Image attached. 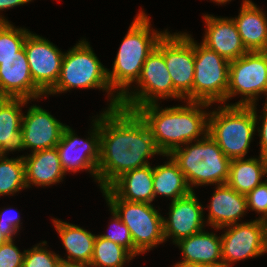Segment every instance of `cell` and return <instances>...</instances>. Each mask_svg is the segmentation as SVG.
<instances>
[{"label": "cell", "instance_id": "6da1fadb", "mask_svg": "<svg viewBox=\"0 0 267 267\" xmlns=\"http://www.w3.org/2000/svg\"><path fill=\"white\" fill-rule=\"evenodd\" d=\"M162 155L141 117L122 107L100 113V160L97 182L107 188L123 173L144 167L155 155Z\"/></svg>", "mask_w": 267, "mask_h": 267}, {"label": "cell", "instance_id": "7a4b0ae2", "mask_svg": "<svg viewBox=\"0 0 267 267\" xmlns=\"http://www.w3.org/2000/svg\"><path fill=\"white\" fill-rule=\"evenodd\" d=\"M186 104L160 107V103L138 107L135 112L145 122L162 155L208 134V109L212 104L185 101Z\"/></svg>", "mask_w": 267, "mask_h": 267}, {"label": "cell", "instance_id": "3957f363", "mask_svg": "<svg viewBox=\"0 0 267 267\" xmlns=\"http://www.w3.org/2000/svg\"><path fill=\"white\" fill-rule=\"evenodd\" d=\"M150 22L143 9L136 14L121 42L112 70L107 68L109 85L120 98L137 82L147 56L168 31L155 30Z\"/></svg>", "mask_w": 267, "mask_h": 267}, {"label": "cell", "instance_id": "277c9868", "mask_svg": "<svg viewBox=\"0 0 267 267\" xmlns=\"http://www.w3.org/2000/svg\"><path fill=\"white\" fill-rule=\"evenodd\" d=\"M75 88L99 89L107 92V110L120 105V97L111 89L107 68L100 62L89 42L84 38L64 53L61 72L55 86L45 95L65 93Z\"/></svg>", "mask_w": 267, "mask_h": 267}, {"label": "cell", "instance_id": "5b68a950", "mask_svg": "<svg viewBox=\"0 0 267 267\" xmlns=\"http://www.w3.org/2000/svg\"><path fill=\"white\" fill-rule=\"evenodd\" d=\"M185 175L192 191L198 186L226 184L231 160L207 134L169 154Z\"/></svg>", "mask_w": 267, "mask_h": 267}, {"label": "cell", "instance_id": "8992f818", "mask_svg": "<svg viewBox=\"0 0 267 267\" xmlns=\"http://www.w3.org/2000/svg\"><path fill=\"white\" fill-rule=\"evenodd\" d=\"M251 106H218L209 113L208 135L230 159L245 158L256 133Z\"/></svg>", "mask_w": 267, "mask_h": 267}, {"label": "cell", "instance_id": "52a82bcc", "mask_svg": "<svg viewBox=\"0 0 267 267\" xmlns=\"http://www.w3.org/2000/svg\"><path fill=\"white\" fill-rule=\"evenodd\" d=\"M135 84L137 86H134L133 90L130 88L120 98L119 107L135 111L138 107L158 103V100L160 101L161 99L184 100L174 89L172 78L166 67L164 60V35L147 56L141 75Z\"/></svg>", "mask_w": 267, "mask_h": 267}, {"label": "cell", "instance_id": "ba28073f", "mask_svg": "<svg viewBox=\"0 0 267 267\" xmlns=\"http://www.w3.org/2000/svg\"><path fill=\"white\" fill-rule=\"evenodd\" d=\"M101 191L108 207L128 227L134 247L141 254L165 243L163 216L159 213V210L155 209L153 204L122 200L108 188Z\"/></svg>", "mask_w": 267, "mask_h": 267}, {"label": "cell", "instance_id": "9c48e42d", "mask_svg": "<svg viewBox=\"0 0 267 267\" xmlns=\"http://www.w3.org/2000/svg\"><path fill=\"white\" fill-rule=\"evenodd\" d=\"M267 101V51L247 52L229 64L226 102L240 95V100L230 106L257 105L259 95Z\"/></svg>", "mask_w": 267, "mask_h": 267}, {"label": "cell", "instance_id": "30bf717a", "mask_svg": "<svg viewBox=\"0 0 267 267\" xmlns=\"http://www.w3.org/2000/svg\"><path fill=\"white\" fill-rule=\"evenodd\" d=\"M230 62L195 40L192 101L226 103Z\"/></svg>", "mask_w": 267, "mask_h": 267}, {"label": "cell", "instance_id": "8fae6325", "mask_svg": "<svg viewBox=\"0 0 267 267\" xmlns=\"http://www.w3.org/2000/svg\"><path fill=\"white\" fill-rule=\"evenodd\" d=\"M94 116L88 138L82 139L68 125L56 149L65 174L87 171L97 182V168L100 160V114Z\"/></svg>", "mask_w": 267, "mask_h": 267}, {"label": "cell", "instance_id": "7c38bea8", "mask_svg": "<svg viewBox=\"0 0 267 267\" xmlns=\"http://www.w3.org/2000/svg\"><path fill=\"white\" fill-rule=\"evenodd\" d=\"M213 229L217 231L222 229L225 232L221 234L223 267H232L237 261L256 258L267 253V233L263 220L256 218L249 222Z\"/></svg>", "mask_w": 267, "mask_h": 267}, {"label": "cell", "instance_id": "4fadbf2b", "mask_svg": "<svg viewBox=\"0 0 267 267\" xmlns=\"http://www.w3.org/2000/svg\"><path fill=\"white\" fill-rule=\"evenodd\" d=\"M164 60L174 89L185 101H192L195 41L187 32L164 34Z\"/></svg>", "mask_w": 267, "mask_h": 267}, {"label": "cell", "instance_id": "5bb4252c", "mask_svg": "<svg viewBox=\"0 0 267 267\" xmlns=\"http://www.w3.org/2000/svg\"><path fill=\"white\" fill-rule=\"evenodd\" d=\"M24 50L33 82L46 95L59 79L64 52L33 32L27 35Z\"/></svg>", "mask_w": 267, "mask_h": 267}, {"label": "cell", "instance_id": "9a60e30c", "mask_svg": "<svg viewBox=\"0 0 267 267\" xmlns=\"http://www.w3.org/2000/svg\"><path fill=\"white\" fill-rule=\"evenodd\" d=\"M204 206L196 197L195 191L185 197L172 201L167 217H163L164 239H172L175 245L182 239L194 235L207 226L205 225Z\"/></svg>", "mask_w": 267, "mask_h": 267}, {"label": "cell", "instance_id": "2e32d148", "mask_svg": "<svg viewBox=\"0 0 267 267\" xmlns=\"http://www.w3.org/2000/svg\"><path fill=\"white\" fill-rule=\"evenodd\" d=\"M66 126L47 110L38 105H31L22 118L21 130L25 150L30 149L33 153L56 147Z\"/></svg>", "mask_w": 267, "mask_h": 267}, {"label": "cell", "instance_id": "e0dca14e", "mask_svg": "<svg viewBox=\"0 0 267 267\" xmlns=\"http://www.w3.org/2000/svg\"><path fill=\"white\" fill-rule=\"evenodd\" d=\"M0 94L36 101L45 94L34 84L24 47L0 63ZM34 99V100H33Z\"/></svg>", "mask_w": 267, "mask_h": 267}, {"label": "cell", "instance_id": "ac0fdd59", "mask_svg": "<svg viewBox=\"0 0 267 267\" xmlns=\"http://www.w3.org/2000/svg\"><path fill=\"white\" fill-rule=\"evenodd\" d=\"M203 17L206 24L205 34L201 41L203 45L216 51L229 62L248 52L231 17L222 18L208 14H204Z\"/></svg>", "mask_w": 267, "mask_h": 267}, {"label": "cell", "instance_id": "d6986e66", "mask_svg": "<svg viewBox=\"0 0 267 267\" xmlns=\"http://www.w3.org/2000/svg\"><path fill=\"white\" fill-rule=\"evenodd\" d=\"M207 207V226L220 229L241 222L248 212L246 195L240 194L227 184L216 185Z\"/></svg>", "mask_w": 267, "mask_h": 267}, {"label": "cell", "instance_id": "ffe728a7", "mask_svg": "<svg viewBox=\"0 0 267 267\" xmlns=\"http://www.w3.org/2000/svg\"><path fill=\"white\" fill-rule=\"evenodd\" d=\"M182 253V260L172 266L223 267L221 236L204 230L176 243Z\"/></svg>", "mask_w": 267, "mask_h": 267}, {"label": "cell", "instance_id": "44dd1931", "mask_svg": "<svg viewBox=\"0 0 267 267\" xmlns=\"http://www.w3.org/2000/svg\"><path fill=\"white\" fill-rule=\"evenodd\" d=\"M25 164V182L31 186H52L59 184L66 176L56 147L21 155Z\"/></svg>", "mask_w": 267, "mask_h": 267}, {"label": "cell", "instance_id": "7402d4cb", "mask_svg": "<svg viewBox=\"0 0 267 267\" xmlns=\"http://www.w3.org/2000/svg\"><path fill=\"white\" fill-rule=\"evenodd\" d=\"M239 14L232 17L248 52L267 51V14L251 0H243Z\"/></svg>", "mask_w": 267, "mask_h": 267}, {"label": "cell", "instance_id": "603a6c76", "mask_svg": "<svg viewBox=\"0 0 267 267\" xmlns=\"http://www.w3.org/2000/svg\"><path fill=\"white\" fill-rule=\"evenodd\" d=\"M107 188L122 200L151 204L154 201L153 167L148 164L127 171L116 178Z\"/></svg>", "mask_w": 267, "mask_h": 267}, {"label": "cell", "instance_id": "cb8c5ba5", "mask_svg": "<svg viewBox=\"0 0 267 267\" xmlns=\"http://www.w3.org/2000/svg\"><path fill=\"white\" fill-rule=\"evenodd\" d=\"M29 102L23 98H8L0 106V152L3 155L25 150L21 130L24 113L21 107L27 106Z\"/></svg>", "mask_w": 267, "mask_h": 267}, {"label": "cell", "instance_id": "d4e9b609", "mask_svg": "<svg viewBox=\"0 0 267 267\" xmlns=\"http://www.w3.org/2000/svg\"><path fill=\"white\" fill-rule=\"evenodd\" d=\"M55 230L58 232L63 247L67 252L66 262L85 263L90 265L93 256L96 234L75 224L52 218Z\"/></svg>", "mask_w": 267, "mask_h": 267}, {"label": "cell", "instance_id": "484cf974", "mask_svg": "<svg viewBox=\"0 0 267 267\" xmlns=\"http://www.w3.org/2000/svg\"><path fill=\"white\" fill-rule=\"evenodd\" d=\"M162 156L169 160L165 164L153 166L154 200L161 195L170 198L172 202L190 194L192 190L176 162L170 155Z\"/></svg>", "mask_w": 267, "mask_h": 267}, {"label": "cell", "instance_id": "4316f807", "mask_svg": "<svg viewBox=\"0 0 267 267\" xmlns=\"http://www.w3.org/2000/svg\"><path fill=\"white\" fill-rule=\"evenodd\" d=\"M266 157L233 159L230 162L229 176L226 182L240 194L247 195L263 182Z\"/></svg>", "mask_w": 267, "mask_h": 267}, {"label": "cell", "instance_id": "83f0119b", "mask_svg": "<svg viewBox=\"0 0 267 267\" xmlns=\"http://www.w3.org/2000/svg\"><path fill=\"white\" fill-rule=\"evenodd\" d=\"M135 257L123 246L98 234L94 241L91 267H124Z\"/></svg>", "mask_w": 267, "mask_h": 267}, {"label": "cell", "instance_id": "f1b7e54d", "mask_svg": "<svg viewBox=\"0 0 267 267\" xmlns=\"http://www.w3.org/2000/svg\"><path fill=\"white\" fill-rule=\"evenodd\" d=\"M27 189L23 156L0 158V196L14 195Z\"/></svg>", "mask_w": 267, "mask_h": 267}, {"label": "cell", "instance_id": "f546056e", "mask_svg": "<svg viewBox=\"0 0 267 267\" xmlns=\"http://www.w3.org/2000/svg\"><path fill=\"white\" fill-rule=\"evenodd\" d=\"M29 29L16 28L11 22H0V63L9 57L16 56V53L24 47V42Z\"/></svg>", "mask_w": 267, "mask_h": 267}, {"label": "cell", "instance_id": "4dcf8cb0", "mask_svg": "<svg viewBox=\"0 0 267 267\" xmlns=\"http://www.w3.org/2000/svg\"><path fill=\"white\" fill-rule=\"evenodd\" d=\"M44 246H47V241L27 249L22 267H56L61 260L60 255Z\"/></svg>", "mask_w": 267, "mask_h": 267}, {"label": "cell", "instance_id": "1f68e13d", "mask_svg": "<svg viewBox=\"0 0 267 267\" xmlns=\"http://www.w3.org/2000/svg\"><path fill=\"white\" fill-rule=\"evenodd\" d=\"M110 213L112 217V221L110 222V227L108 229H112V232L101 234L100 236L111 240L124 248H126L134 257L139 256L141 253L134 247V243L130 234L128 227L120 220L117 214L111 210Z\"/></svg>", "mask_w": 267, "mask_h": 267}, {"label": "cell", "instance_id": "d6a6232c", "mask_svg": "<svg viewBox=\"0 0 267 267\" xmlns=\"http://www.w3.org/2000/svg\"><path fill=\"white\" fill-rule=\"evenodd\" d=\"M247 208L260 215L258 219L265 220L267 217V183L263 181L255 189L246 195Z\"/></svg>", "mask_w": 267, "mask_h": 267}, {"label": "cell", "instance_id": "836d02e7", "mask_svg": "<svg viewBox=\"0 0 267 267\" xmlns=\"http://www.w3.org/2000/svg\"><path fill=\"white\" fill-rule=\"evenodd\" d=\"M14 240L0 246V267H22L26 250L20 252Z\"/></svg>", "mask_w": 267, "mask_h": 267}, {"label": "cell", "instance_id": "e575fe53", "mask_svg": "<svg viewBox=\"0 0 267 267\" xmlns=\"http://www.w3.org/2000/svg\"><path fill=\"white\" fill-rule=\"evenodd\" d=\"M257 105H252L251 107L254 110V117L256 121V127L260 123V127L258 126L257 132L259 133L258 136H260V156L266 157L267 158V101L263 105L262 109V115L258 116L257 115ZM262 121H261V120ZM260 121V122H259Z\"/></svg>", "mask_w": 267, "mask_h": 267}, {"label": "cell", "instance_id": "d590c367", "mask_svg": "<svg viewBox=\"0 0 267 267\" xmlns=\"http://www.w3.org/2000/svg\"><path fill=\"white\" fill-rule=\"evenodd\" d=\"M12 208H3L0 210V225L2 227H14L18 232H20L21 219L20 214L15 210L17 214L14 213Z\"/></svg>", "mask_w": 267, "mask_h": 267}, {"label": "cell", "instance_id": "8d00e7d4", "mask_svg": "<svg viewBox=\"0 0 267 267\" xmlns=\"http://www.w3.org/2000/svg\"><path fill=\"white\" fill-rule=\"evenodd\" d=\"M32 1L33 0H0V11H4L6 9L14 8L17 6H21ZM4 17L5 16H2L0 14V22H9L8 19Z\"/></svg>", "mask_w": 267, "mask_h": 267}, {"label": "cell", "instance_id": "74e56055", "mask_svg": "<svg viewBox=\"0 0 267 267\" xmlns=\"http://www.w3.org/2000/svg\"><path fill=\"white\" fill-rule=\"evenodd\" d=\"M18 231L14 227H2L0 225V246L8 240H14Z\"/></svg>", "mask_w": 267, "mask_h": 267}, {"label": "cell", "instance_id": "f35d334b", "mask_svg": "<svg viewBox=\"0 0 267 267\" xmlns=\"http://www.w3.org/2000/svg\"><path fill=\"white\" fill-rule=\"evenodd\" d=\"M56 267H91L89 264L85 263H75V262H66L60 260Z\"/></svg>", "mask_w": 267, "mask_h": 267}, {"label": "cell", "instance_id": "ab89813d", "mask_svg": "<svg viewBox=\"0 0 267 267\" xmlns=\"http://www.w3.org/2000/svg\"><path fill=\"white\" fill-rule=\"evenodd\" d=\"M216 4H219V5H224V4H227V2H231L232 0H210Z\"/></svg>", "mask_w": 267, "mask_h": 267}, {"label": "cell", "instance_id": "60d3db41", "mask_svg": "<svg viewBox=\"0 0 267 267\" xmlns=\"http://www.w3.org/2000/svg\"><path fill=\"white\" fill-rule=\"evenodd\" d=\"M8 98L4 95L0 94V106L7 100Z\"/></svg>", "mask_w": 267, "mask_h": 267}, {"label": "cell", "instance_id": "b9f144b4", "mask_svg": "<svg viewBox=\"0 0 267 267\" xmlns=\"http://www.w3.org/2000/svg\"><path fill=\"white\" fill-rule=\"evenodd\" d=\"M172 267H213V266L194 265V266H172Z\"/></svg>", "mask_w": 267, "mask_h": 267}, {"label": "cell", "instance_id": "7bdbcfd3", "mask_svg": "<svg viewBox=\"0 0 267 267\" xmlns=\"http://www.w3.org/2000/svg\"><path fill=\"white\" fill-rule=\"evenodd\" d=\"M265 175L267 177V160H266V165H265ZM267 183V179L264 180Z\"/></svg>", "mask_w": 267, "mask_h": 267}, {"label": "cell", "instance_id": "ee69618b", "mask_svg": "<svg viewBox=\"0 0 267 267\" xmlns=\"http://www.w3.org/2000/svg\"><path fill=\"white\" fill-rule=\"evenodd\" d=\"M265 228H266V233H267V217L264 220Z\"/></svg>", "mask_w": 267, "mask_h": 267}]
</instances>
